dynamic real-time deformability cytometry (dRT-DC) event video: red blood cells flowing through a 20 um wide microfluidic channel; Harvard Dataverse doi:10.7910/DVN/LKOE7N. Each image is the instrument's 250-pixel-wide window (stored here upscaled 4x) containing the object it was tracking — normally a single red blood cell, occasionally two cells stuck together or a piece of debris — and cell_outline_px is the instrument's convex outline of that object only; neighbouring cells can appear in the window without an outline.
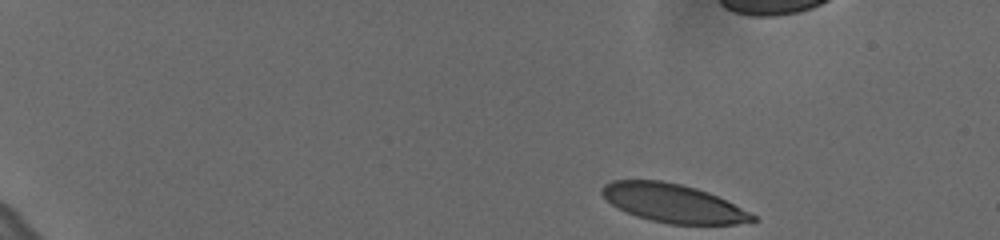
{"species": "human", "species_latin": "Homo sapiens", "temperature_condition": "cold", "stored_images_in_passage": 51, "camera_frame_rate_fps": 3000, "um_per_image_px": 0.085, "donor": {"sex": "female"}, "frame": {"image": 1, "passage_image": 1, "time_ms": 0.0, "image_size_px": [1000, 240], "cell_outline_px": [[756, 220], [736, 224], [668, 224], [636, 216], [612, 204], [600, 192], [600, 188], [604, 184], [612, 180], [660, 180], [680, 184], [696, 188], [708, 192], [756, 216]], "centroid_in_image_um": [57.17, 17.26], "position_along_channel_um": 27.8, "area_um2": 33.23}}
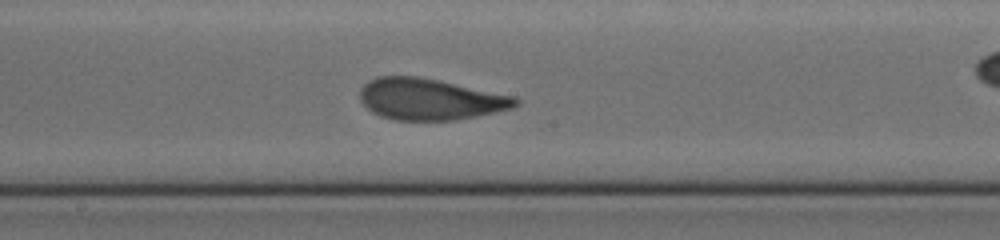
{"frame": {"image": 2, "passage_image": 27, "time_ms": 8.667, "image_size_px": [1000, 240], "cell_outline_px": [[520, 104], [512, 108], [496, 112], [456, 120], [396, 120], [380, 116], [372, 112], [360, 100], [360, 88], [368, 80], [376, 76], [416, 76], [440, 80], [516, 96], [520, 100]], "centroid_in_image_um": [36.57, 8.42], "position_along_channel_um": 211.6, "area_um2": 37.8}}
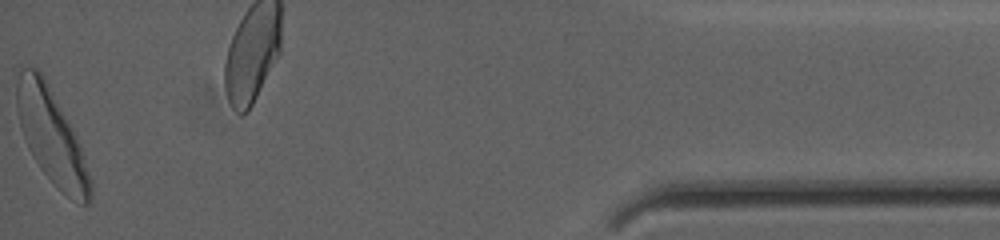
{"frame": {"image": 3, "passage_image": 51, "time_ms": 16.667, "image_size_px": [1000, 240], "cell_outline_px": [[92, 196], [88, 204], [80, 204], [72, 200], [40, 168], [28, 148], [20, 128], [16, 108], [16, 84], [20, 64], [36, 68], [44, 76], [76, 136], [80, 144], [92, 180]], "centroid_in_image_um": [4.36, 11.54], "position_along_channel_um": 430.8, "area_um2": 40.34}, "authors_computed_cell_mechanics": {"area_um2": 36.9342, "velocity_mm_per_s": 3.5977, "shape_relaxation_time_tau1_ms": 3.0628, "shape_relaxation_time_tau2_ms": 0.9909, "deformation_change_tau1": 0.1669, "deformation_change_tau2": 0.0714}}